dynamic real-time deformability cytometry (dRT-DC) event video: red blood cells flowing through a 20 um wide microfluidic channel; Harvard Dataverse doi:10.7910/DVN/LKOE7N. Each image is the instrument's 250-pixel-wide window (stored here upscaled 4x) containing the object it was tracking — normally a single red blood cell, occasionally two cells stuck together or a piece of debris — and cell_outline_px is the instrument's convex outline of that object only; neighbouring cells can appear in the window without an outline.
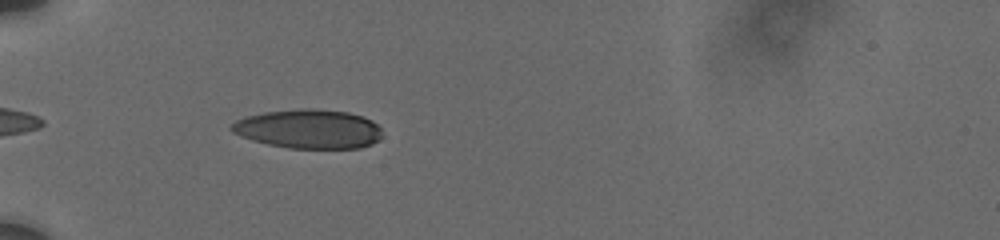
{"species": "human", "species_latin": "Homo sapiens", "temperature_condition": "cold", "stored_images_in_passage": 15, "camera_frame_rate_fps": 3000, "um_per_image_px": 0.085, "donor": {"sex": "male"}, "frame": {"image": 1, "passage_image": 2, "time_ms": 0.667, "image_size_px": [1000, 240], "cell_outline_px": [[380, 140], [372, 144], [360, 148], [288, 148], [268, 144], [252, 140], [240, 136], [232, 132], [228, 128], [236, 120], [248, 116], [264, 112], [304, 108], [308, 108], [348, 112], [364, 116], [372, 120], [380, 128]], "centroid_in_image_um": [26.23, 10.96], "position_along_channel_um": 58.8, "area_um2": 34.39}}
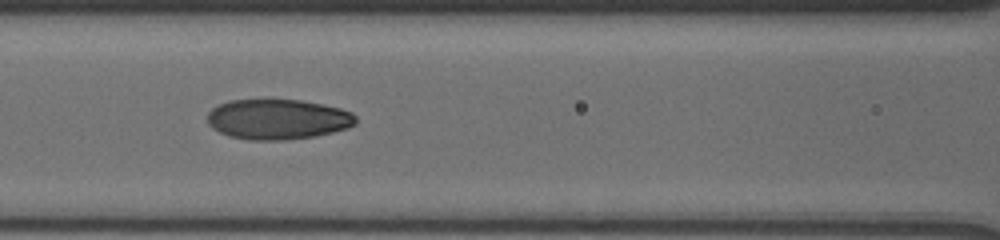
{"frame": {"image": 2, "passage_image": 10, "time_ms": 3.333, "image_size_px": [1000, 240], "cell_outline_px": [[356, 124], [348, 128], [316, 136], [284, 140], [248, 140], [228, 136], [212, 128], [208, 124], [208, 112], [212, 108], [228, 100], [300, 100], [324, 104], [340, 108], [352, 112], [356, 116]], "centroid_in_image_um": [23.62, 10.14], "position_along_channel_um": 143.0, "area_um2": 34.97}}
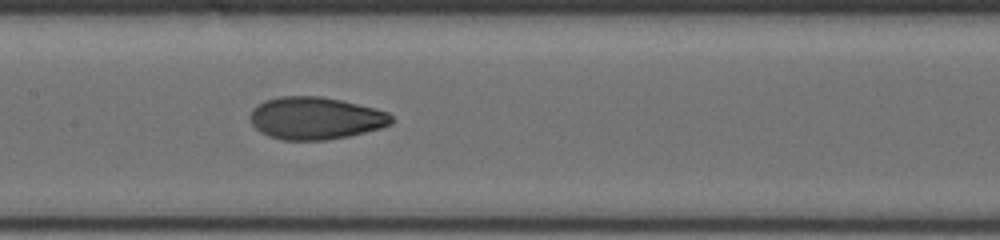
{"frame": {"image": 3, "passage_image": 14, "time_ms": 4.333, "image_size_px": [1000, 240], "cell_outline_px": [[392, 124], [380, 128], [348, 136], [324, 140], [280, 140], [268, 136], [260, 132], [252, 124], [252, 108], [264, 100], [280, 96], [320, 96], [340, 100], [388, 112], [392, 116]], "centroid_in_image_um": [26.79, 10.05], "position_along_channel_um": 180.6, "area_um2": 34.68}}